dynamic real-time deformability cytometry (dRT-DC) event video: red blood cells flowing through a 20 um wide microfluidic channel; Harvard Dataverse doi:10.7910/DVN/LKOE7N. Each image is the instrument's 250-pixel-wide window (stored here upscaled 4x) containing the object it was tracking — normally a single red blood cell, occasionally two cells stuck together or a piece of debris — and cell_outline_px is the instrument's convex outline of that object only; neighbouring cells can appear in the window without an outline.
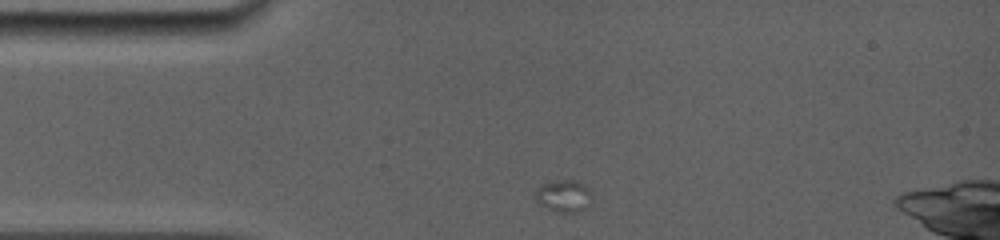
{"species": "common noctule bat (a hibernating species)", "species_latin": "Nyctalus noctula", "temperature_condition": "room temperature", "stored_images_in_passage": 8, "camera_frame_rate_fps": 5000, "um_per_image_px": 0.085, "animal": {"sex": "female", "body_mass_g": 19.0, "forearm_length_mm": 56.7}, "frame": {"image": 1, "passage_image": 1, "time_ms": 0.0, "image_size_px": [1000, 240], "cell_outline_px": [[588, 196], [584, 208], [580, 212], [560, 212], [548, 208], [540, 204], [536, 200], [532, 192], [536, 188], [544, 184], [560, 180], [576, 180], [584, 184], [588, 188]], "centroid_in_image_um": [47.82, 16.64], "position_along_channel_um": 37.2, "area_um2": 10.17}}